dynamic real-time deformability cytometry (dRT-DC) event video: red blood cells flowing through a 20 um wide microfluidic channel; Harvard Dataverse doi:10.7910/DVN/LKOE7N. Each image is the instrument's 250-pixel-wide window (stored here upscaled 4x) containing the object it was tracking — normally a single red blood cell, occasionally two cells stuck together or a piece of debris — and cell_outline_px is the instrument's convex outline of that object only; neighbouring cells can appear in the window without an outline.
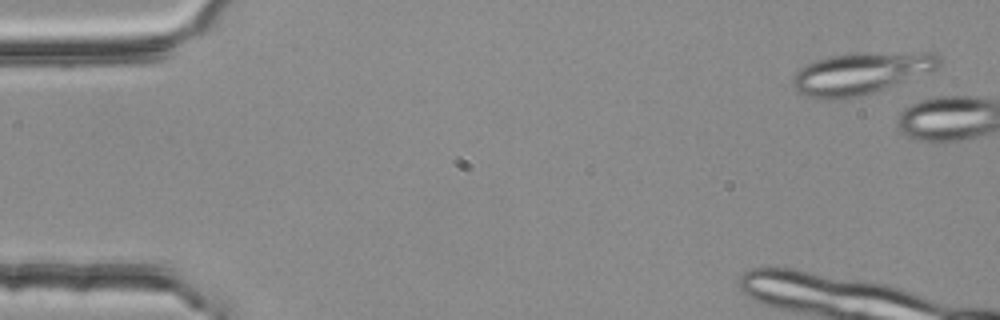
{"species": "common noctule bat (a hibernating species)", "species_latin": "Nyctalus noctula", "temperature_condition": "room temperature", "stored_images_in_passage": 4, "camera_frame_rate_fps": 3000, "um_per_image_px": 0.085, "animal": {"sex": "female", "body_mass_g": 25.1}, "frame": {"image": 1, "passage_image": 1, "time_ms": 0.0, "image_size_px": [1000, 320], "cell_outline_px": [[940, 64], [936, 68], [896, 84], [860, 96], [832, 100], [820, 100], [796, 92], [792, 88], [792, 76], [800, 68], [816, 60], [848, 52], [936, 52], [940, 56]], "centroid_in_image_um": [73.12, 6.22], "position_along_channel_um": 11.9, "area_um2": 35.89}}